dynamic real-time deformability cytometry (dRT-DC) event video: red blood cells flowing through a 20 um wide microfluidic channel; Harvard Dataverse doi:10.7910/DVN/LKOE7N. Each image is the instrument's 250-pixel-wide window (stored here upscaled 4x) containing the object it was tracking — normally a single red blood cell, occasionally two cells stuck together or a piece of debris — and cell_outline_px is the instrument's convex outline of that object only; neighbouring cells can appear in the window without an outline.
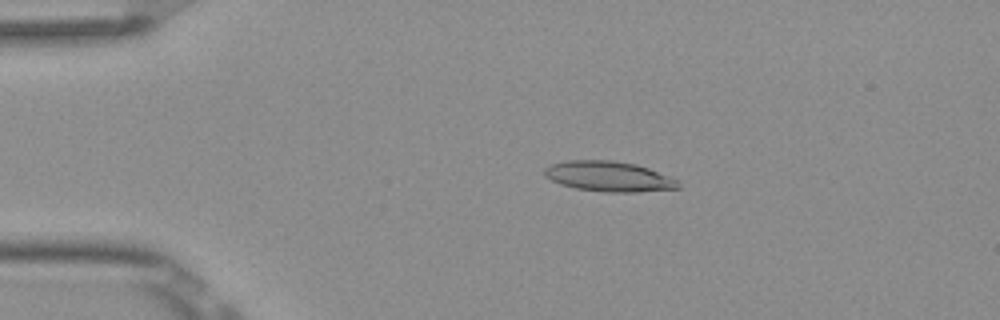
{"species": "Egyptian fruit bat (a non-hibernating species)", "species_latin": "Rousettus aegyptiacus", "temperature_condition": "room temperature", "stored_images_in_passage": 6, "camera_frame_rate_fps": 3000, "um_per_image_px": 0.085, "frame": {"image": 1, "passage_image": 2, "time_ms": 0.333, "image_size_px": [1000, 320], "cell_outline_px": [[680, 188], [636, 192], [604, 192], [576, 188], [560, 184], [544, 176], [544, 168], [548, 164], [568, 160], [612, 160], [636, 164], [648, 168], [680, 180]], "centroid_in_image_um": [51.75, 14.99], "position_along_channel_um": 33.3, "area_um2": 23.76}}
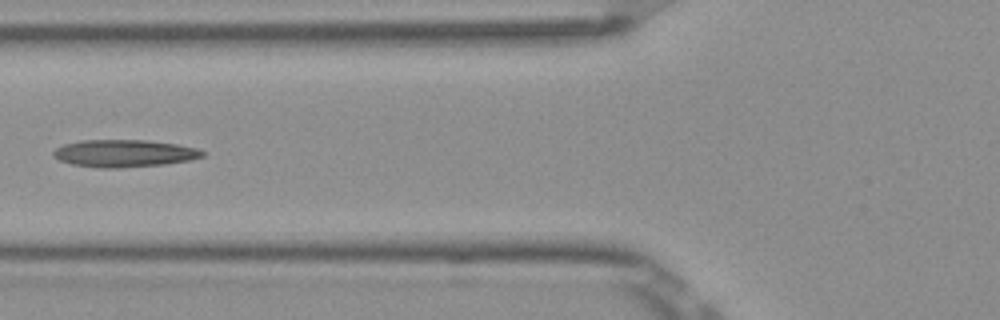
{"frame": {"image": 2, "passage_image": 5, "time_ms": 1.333, "image_size_px": [1000, 320], "cell_outline_px": [[204, 156], [188, 160], [164, 164], [120, 168], [100, 168], [72, 164], [60, 160], [52, 156], [52, 152], [56, 148], [64, 144], [80, 140], [148, 140], [176, 144], [196, 148], [204, 152]], "centroid_in_image_um": [10.52, 13.03], "position_along_channel_um": 115.3, "area_um2": 23.7}}
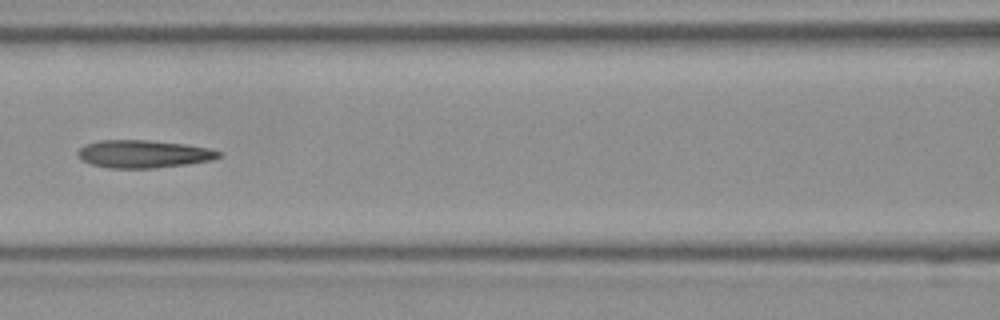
{"frame": {"image": 3, "passage_image": 6, "time_ms": 1.667, "image_size_px": [1000, 320], "cell_outline_px": [[220, 156], [212, 160], [188, 164], [152, 168], [108, 168], [92, 164], [80, 160], [76, 156], [76, 152], [84, 144], [100, 140], [148, 140], [188, 144], [208, 148], [220, 152]], "centroid_in_image_um": [12.15, 13.08], "position_along_channel_um": 154.5, "area_um2": 22.95}}